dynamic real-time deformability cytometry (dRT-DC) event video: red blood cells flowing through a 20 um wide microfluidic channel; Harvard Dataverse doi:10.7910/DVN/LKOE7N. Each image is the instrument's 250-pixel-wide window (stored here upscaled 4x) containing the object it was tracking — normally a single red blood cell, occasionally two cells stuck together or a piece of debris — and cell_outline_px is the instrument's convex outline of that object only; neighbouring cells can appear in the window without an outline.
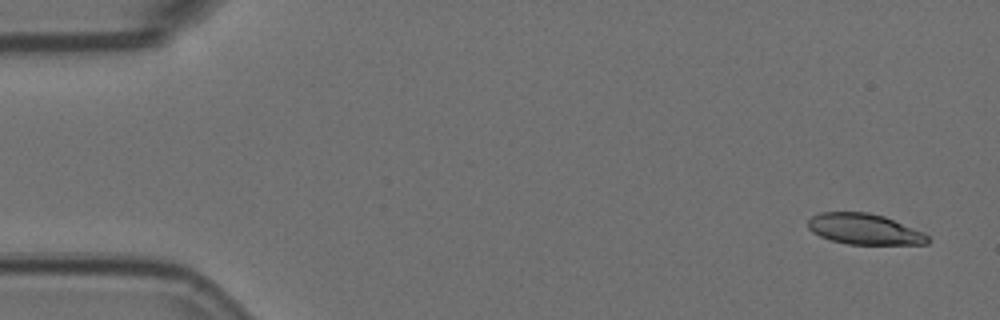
{"species": "Egyptian fruit bat (a non-hibernating species)", "species_latin": "Rousettus aegyptiacus", "temperature_condition": "room temperature", "stored_images_in_passage": 5, "camera_frame_rate_fps": 3000, "um_per_image_px": 0.085, "animal": {"sex": "female"}, "frame": {"image": 1, "passage_image": 1, "time_ms": 0.0, "image_size_px": [1000, 320], "cell_outline_px": [[932, 240], [928, 244], [848, 244], [832, 240], [820, 236], [812, 232], [808, 228], [808, 220], [812, 216], [820, 212], [868, 212], [884, 216], [924, 232]], "centroid_in_image_um": [73.49, 19.47], "position_along_channel_um": 11.5, "area_um2": 21.5}}
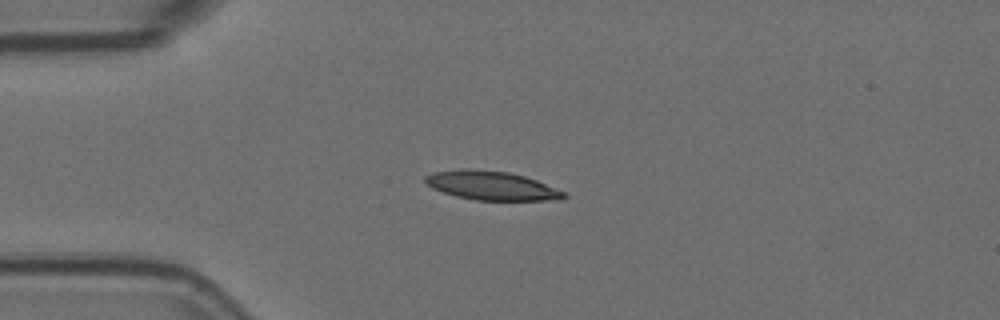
{"frame": {"image": 2, "passage_image": 4, "time_ms": 1.0, "image_size_px": [1000, 320], "cell_outline_px": [[568, 196], [564, 200], [476, 200], [456, 196], [432, 188], [424, 184], [424, 176], [432, 172], [460, 168], [468, 168], [508, 172], [524, 176], [536, 180], [564, 192]], "centroid_in_image_um": [41.74, 15.77], "position_along_channel_um": 43.3, "area_um2": 23.47}}